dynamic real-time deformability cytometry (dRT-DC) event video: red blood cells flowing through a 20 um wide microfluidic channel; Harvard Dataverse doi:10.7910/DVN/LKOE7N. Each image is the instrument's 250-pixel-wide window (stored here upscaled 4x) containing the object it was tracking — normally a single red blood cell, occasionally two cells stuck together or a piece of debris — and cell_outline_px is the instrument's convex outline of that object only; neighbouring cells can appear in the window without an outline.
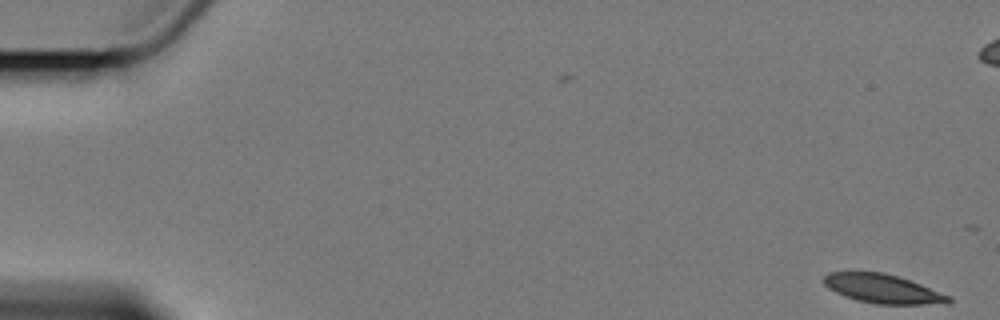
{"species": "Egyptian fruit bat (a non-hibernating species)", "species_latin": "Rousettus aegyptiacus", "temperature_condition": "cold", "stored_images_in_passage": 6, "camera_frame_rate_fps": 3000, "um_per_image_px": 0.085, "animal": {"sex": "female"}, "frame": {"image": 1, "passage_image": 1, "time_ms": 0.0, "image_size_px": [1000, 320], "cell_outline_px": [[952, 300], [948, 304], [876, 304], [856, 300], [844, 296], [828, 288], [824, 284], [824, 276], [828, 272], [884, 272], [920, 284], [952, 296]], "centroid_in_image_um": [75.05, 24.55], "position_along_channel_um": 9.9, "area_um2": 21.04}}